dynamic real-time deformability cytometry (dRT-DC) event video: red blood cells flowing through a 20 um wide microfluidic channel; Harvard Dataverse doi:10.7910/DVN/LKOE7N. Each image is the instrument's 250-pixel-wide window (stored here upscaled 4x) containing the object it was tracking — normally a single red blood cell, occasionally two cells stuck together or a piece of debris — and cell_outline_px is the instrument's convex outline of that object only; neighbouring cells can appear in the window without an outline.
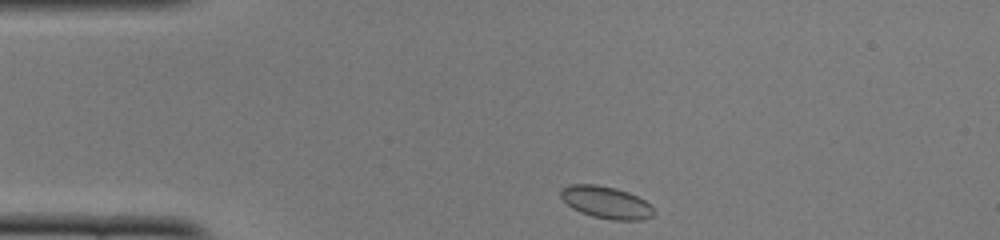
{"species": "common noctule bat (a hibernating species)", "species_latin": "Nyctalus noctula", "temperature_condition": "cold", "stored_images_in_passage": 42, "camera_frame_rate_fps": 3000, "um_per_image_px": 0.085, "animal": {"sex": "female", "body_mass_g": 22.0, "forearm_length_mm": 56.7}, "frame": {"image": 1, "passage_image": 1, "time_ms": 0.0, "image_size_px": [1000, 240], "cell_outline_px": [[656, 212], [652, 216], [644, 220], [612, 220], [592, 216], [580, 212], [572, 208], [560, 196], [560, 192], [568, 184], [596, 184], [616, 188], [628, 192], [644, 200]], "centroid_in_image_um": [51.52, 17.21], "position_along_channel_um": 33.5, "area_um2": 17.4}}
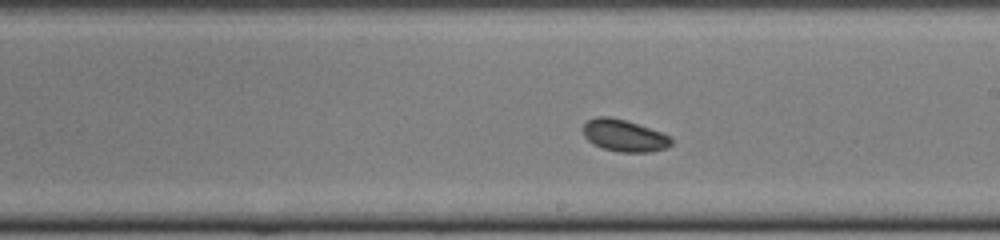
{"frame": {"image": 2, "passage_image": 20, "time_ms": 6.333, "image_size_px": [1000, 240], "cell_outline_px": [[672, 144], [664, 148], [652, 152], [620, 152], [604, 148], [592, 144], [584, 136], [584, 124], [588, 120], [596, 116], [608, 116], [624, 120], [660, 132], [668, 136], [672, 140]], "centroid_in_image_um": [53.02, 11.53], "position_along_channel_um": 236.0, "area_um2": 16.13}}
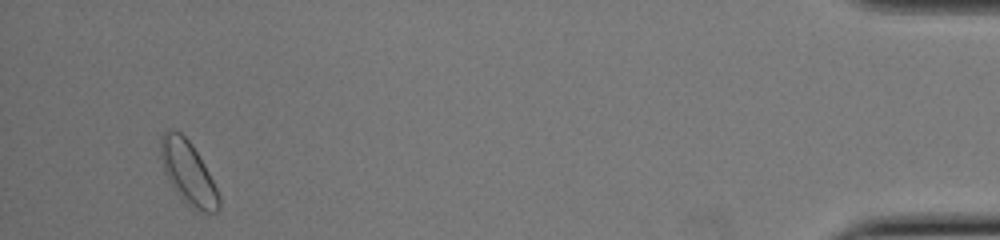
{"frame": {"image": 3, "passage_image": 40, "time_ms": 13.0, "image_size_px": [1000, 240], "cell_outline_px": [[220, 208], [216, 212], [204, 212], [196, 208], [176, 192], [168, 180], [160, 156], [160, 140], [164, 128], [172, 128], [180, 132], [192, 144], [204, 164], [220, 196]], "centroid_in_image_um": [15.97, 14.6], "position_along_channel_um": 419.2, "area_um2": 21.04}, "authors_computed_cell_mechanics": {"area_um2": 16.6753, "velocity_mm_per_s": 3.8451, "shape_relaxation_time_tau1_ms": null, "shape_relaxation_time_tau2_ms": 1.8702, "deformation_change_tau1": null, "deformation_change_tau2": 0.039}}